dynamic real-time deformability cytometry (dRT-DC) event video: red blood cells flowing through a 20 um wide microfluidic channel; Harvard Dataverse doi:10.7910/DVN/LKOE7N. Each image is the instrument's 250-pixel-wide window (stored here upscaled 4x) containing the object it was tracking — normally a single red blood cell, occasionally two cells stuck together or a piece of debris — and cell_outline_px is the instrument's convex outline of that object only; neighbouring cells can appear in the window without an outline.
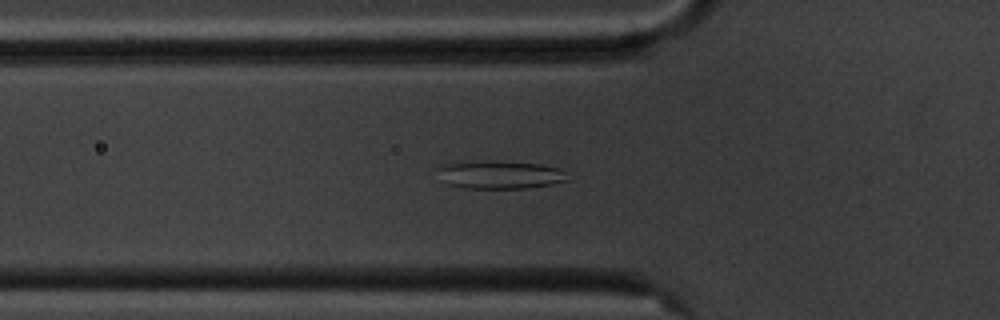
{"species": "common noctule bat (a hibernating species)", "species_latin": "Nyctalus noctula", "temperature_condition": "cold", "stored_images_in_passage": 53, "camera_frame_rate_fps": 3000, "um_per_image_px": 0.085, "animal": {"sex": "male", "body_mass_g": 20.1, "forearm_length_mm": 53.5}, "frame": {"image": 1, "passage_image": 16, "time_ms": 5.0, "image_size_px": [1000, 320], "cell_outline_px": [[568, 180], [552, 184], [528, 188], [464, 188], [448, 184], [440, 168], [440, 164], [484, 160], [540, 164], [560, 168], [564, 172]], "centroid_in_image_um": [42.56, 14.84], "position_along_channel_um": 83.2, "area_um2": 20.87}}
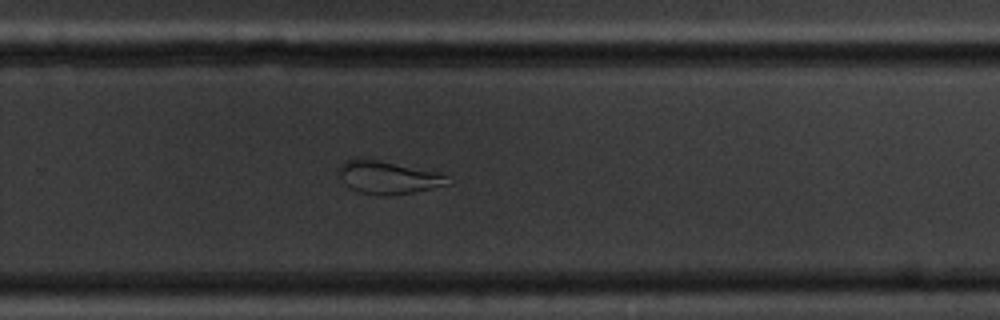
{"frame": {"image": 2, "passage_image": 34, "time_ms": 11.0, "image_size_px": [1000, 320], "cell_outline_px": [[452, 184], [412, 192], [388, 196], [376, 196], [356, 192], [336, 172], [336, 168], [344, 160], [356, 156], [440, 172], [448, 176]], "centroid_in_image_um": [32.96, 15.07], "position_along_channel_um": 296.8, "area_um2": 21.33}}
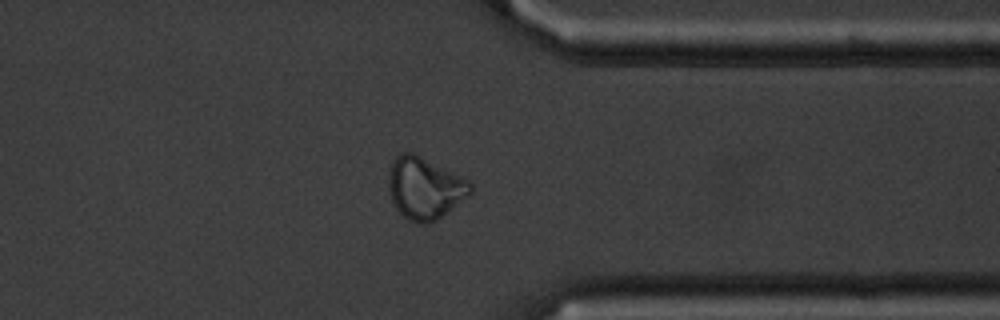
{"frame": {"image": 3, "passage_image": 41, "time_ms": 13.333, "image_size_px": [1000, 320], "cell_outline_px": [[472, 192], [468, 196], [436, 220], [428, 224], [420, 224], [408, 220], [396, 208], [392, 200], [388, 188], [388, 176], [392, 160], [400, 152], [412, 152], [468, 180], [472, 184]], "centroid_in_image_um": [36.07, 15.99], "position_along_channel_um": 375.3, "area_um2": 29.3}, "authors_computed_cell_mechanics": {"area_um2": 25.9522, "velocity_mm_per_s": 3.5471, "shape_relaxation_time_tau1_ms": null, "shape_relaxation_time_tau2_ms": 2.7291, "deformation_change_tau1": null, "deformation_change_tau2": 0.1084}}